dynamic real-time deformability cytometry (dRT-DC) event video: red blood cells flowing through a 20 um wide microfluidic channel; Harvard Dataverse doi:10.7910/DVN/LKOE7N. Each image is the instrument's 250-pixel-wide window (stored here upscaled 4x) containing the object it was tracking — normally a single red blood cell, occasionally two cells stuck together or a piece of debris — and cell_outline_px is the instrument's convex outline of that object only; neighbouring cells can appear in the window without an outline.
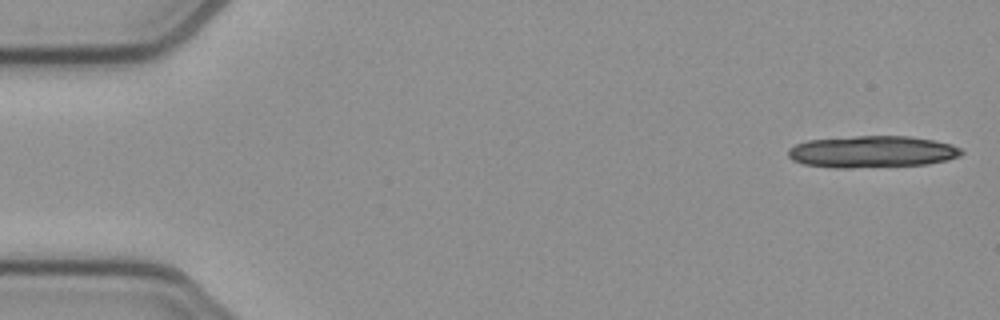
{"species": "common noctule bat (a hibernating species)", "species_latin": "Nyctalus noctula", "temperature_condition": "cold", "stored_images_in_passage": 17, "camera_frame_rate_fps": 3000, "um_per_image_px": 0.085, "animal": {"sex": "female", "body_mass_g": 21.9}, "frame": {"image": 1, "passage_image": 1, "time_ms": 0.0, "image_size_px": [1000, 320], "cell_outline_px": [[964, 152], [960, 156], [948, 160], [928, 164], [852, 168], [836, 168], [804, 164], [792, 160], [788, 156], [788, 148], [796, 144], [808, 140], [856, 136], [908, 136], [932, 140], [952, 144], [960, 148]], "centroid_in_image_um": [74.13, 12.9], "position_along_channel_um": 10.9, "area_um2": 32.19}}